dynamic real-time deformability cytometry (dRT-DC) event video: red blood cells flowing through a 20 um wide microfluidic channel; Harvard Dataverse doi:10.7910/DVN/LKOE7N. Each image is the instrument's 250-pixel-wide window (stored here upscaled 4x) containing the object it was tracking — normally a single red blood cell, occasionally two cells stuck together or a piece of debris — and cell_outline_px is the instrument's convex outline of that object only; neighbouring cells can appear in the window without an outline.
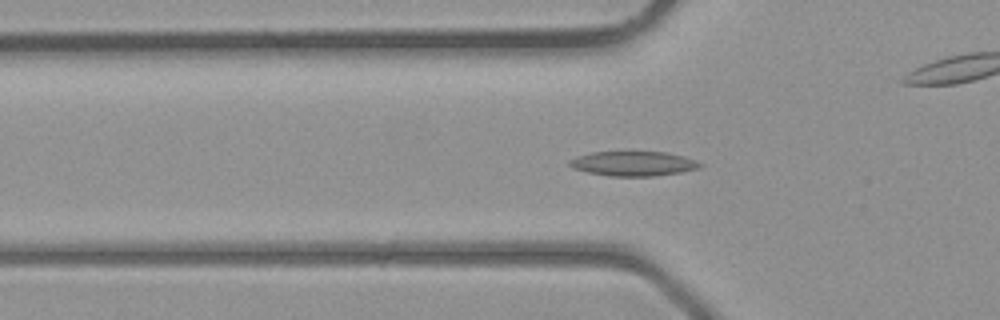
{"species": "common noctule bat (a hibernating species)", "species_latin": "Nyctalus noctula", "temperature_condition": "room temperature", "stored_images_in_passage": 34, "camera_frame_rate_fps": 3000, "um_per_image_px": 0.085, "animal": {"sex": "male", "body_mass_g": 23.1, "forearm_length_mm": 52.7}, "frame": {"image": 1, "passage_image": 6, "time_ms": 1.667, "image_size_px": [1000, 320], "cell_outline_px": [[704, 164], [700, 168], [680, 172], [656, 176], [608, 176], [588, 172], [572, 168], [568, 164], [568, 160], [576, 156], [592, 152], [664, 152], [684, 156], [696, 160]], "centroid_in_image_um": [53.83, 13.91], "position_along_channel_um": 72.0, "area_um2": 18.84}}
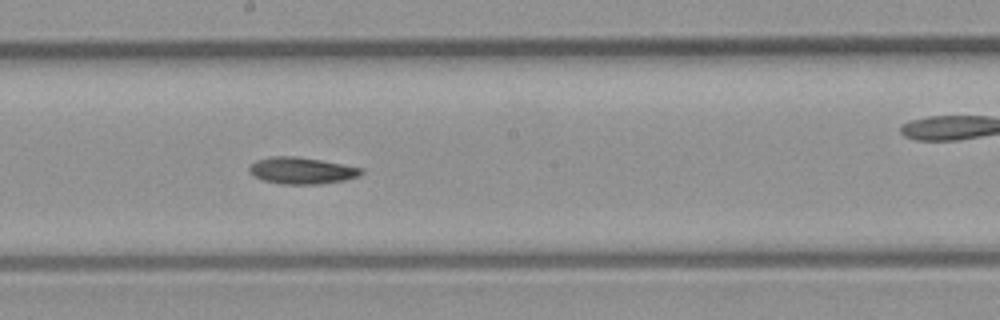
{"frame": {"image": 2, "passage_image": 15, "time_ms": 4.667, "image_size_px": [1000, 320], "cell_outline_px": [[364, 172], [360, 176], [344, 180], [320, 184], [284, 184], [264, 180], [256, 176], [248, 168], [256, 160], [268, 156], [296, 156], [320, 160], [364, 168]], "centroid_in_image_um": [25.69, 14.49], "position_along_channel_um": 222.5, "area_um2": 17.28}}
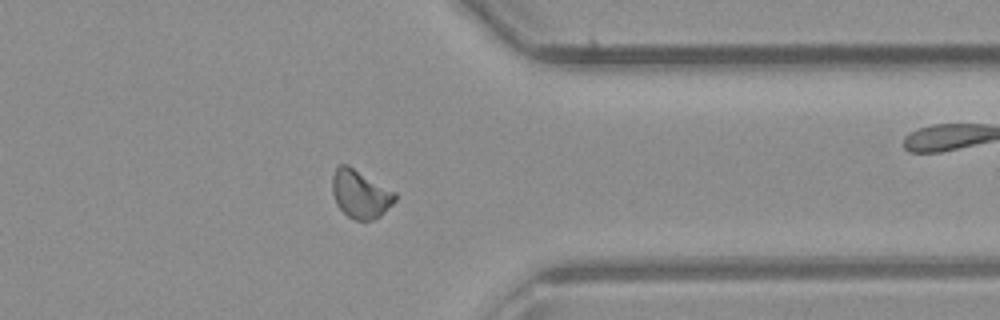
{"frame": {"image": 3, "passage_image": 25, "time_ms": 8.0, "image_size_px": [1000, 320], "cell_outline_px": [[396, 200], [380, 216], [372, 220], [356, 220], [348, 216], [336, 204], [332, 192], [332, 176], [336, 168], [340, 164], [348, 164], [396, 192]], "centroid_in_image_um": [30.62, 16.47], "position_along_channel_um": 380.8, "area_um2": 17.63}}